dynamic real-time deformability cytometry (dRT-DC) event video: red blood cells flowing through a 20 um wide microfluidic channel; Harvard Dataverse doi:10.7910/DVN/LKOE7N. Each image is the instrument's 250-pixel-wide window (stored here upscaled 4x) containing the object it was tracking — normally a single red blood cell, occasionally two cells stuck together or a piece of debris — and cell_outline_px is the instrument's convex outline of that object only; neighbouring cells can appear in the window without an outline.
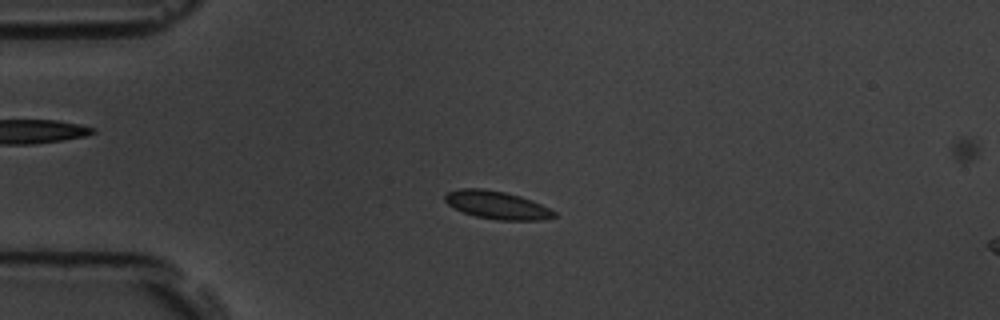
{"species": "common noctule bat (a hibernating species)", "species_latin": "Nyctalus noctula", "temperature_condition": "room temperature", "stored_images_in_passage": 53, "camera_frame_rate_fps": 3000, "um_per_image_px": 0.085, "animal": {"sex": "male", "body_mass_g": 19.5, "forearm_length_mm": 54.6}, "frame": {"image": 1, "passage_image": 12, "time_ms": 3.667, "image_size_px": [1000, 320], "cell_outline_px": [[556, 216], [544, 220], [496, 220], [476, 216], [464, 212], [448, 204], [444, 200], [444, 196], [448, 192], [460, 188], [484, 188], [504, 192], [520, 196], [532, 200], [556, 212]], "centroid_in_image_um": [42.25, 17.42], "position_along_channel_um": 42.8, "area_um2": 17.69}}
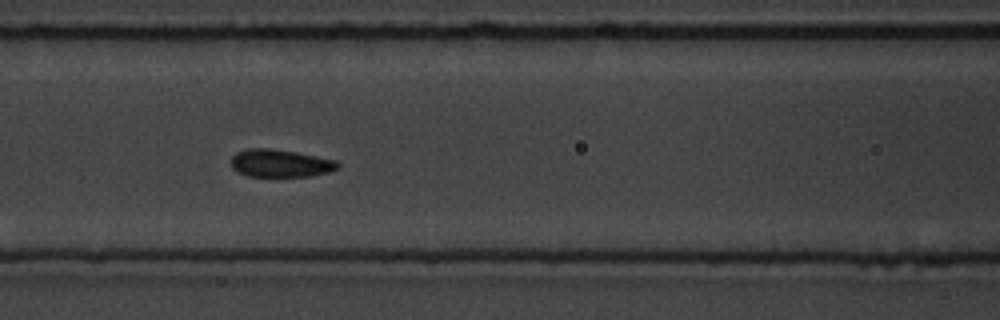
{"frame": {"image": 2, "passage_image": 22, "time_ms": 7.0, "image_size_px": [1000, 320], "cell_outline_px": [[340, 168], [328, 172], [308, 176], [248, 176], [236, 172], [232, 168], [232, 156], [236, 152], [248, 148], [268, 148], [296, 152], [336, 160], [340, 164]], "centroid_in_image_um": [23.82, 13.87], "position_along_channel_um": 142.8, "area_um2": 17.22}}
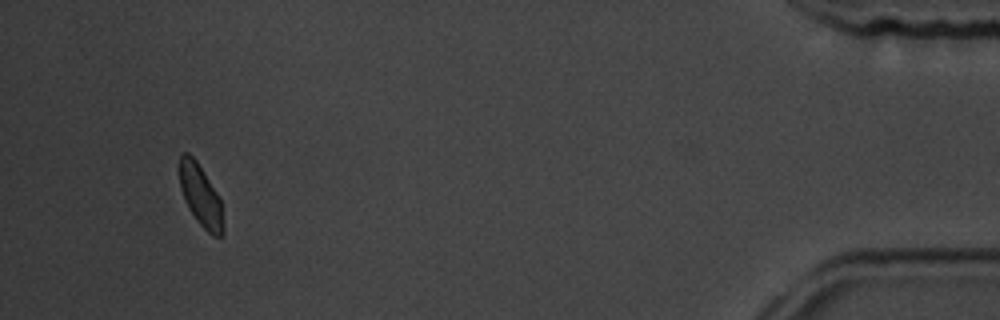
{"frame": {"image": 3, "passage_image": 50, "time_ms": 16.333, "image_size_px": [1000, 320], "cell_outline_px": [[224, 232], [220, 236], [212, 236], [196, 220], [188, 208], [184, 200], [180, 188], [180, 152], [188, 152], [196, 160], [216, 192], [220, 200], [224, 228]], "centroid_in_image_um": [17.04, 16.63], "position_along_channel_um": 418.2, "area_um2": 15.55}, "authors_computed_cell_mechanics": {"area_um2": 16.762, "velocity_mm_per_s": 3.7384, "shape_relaxation_time_tau1_ms": 11.1036, "shape_relaxation_time_tau2_ms": null, "deformation_change_tau1": 0.2732, "deformation_change_tau2": null}}